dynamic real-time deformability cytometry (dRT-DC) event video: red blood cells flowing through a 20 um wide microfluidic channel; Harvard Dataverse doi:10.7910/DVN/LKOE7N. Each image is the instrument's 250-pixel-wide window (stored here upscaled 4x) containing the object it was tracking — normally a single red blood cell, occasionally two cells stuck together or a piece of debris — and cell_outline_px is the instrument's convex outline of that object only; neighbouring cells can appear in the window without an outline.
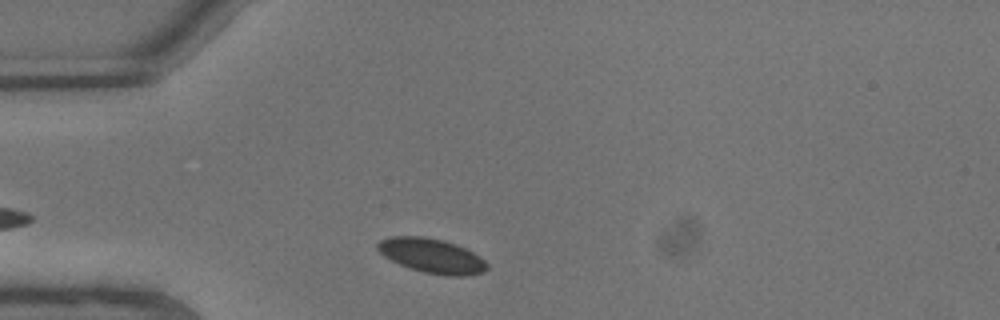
{"species": "common noctule bat (a hibernating species)", "species_latin": "Nyctalus noctula", "temperature_condition": "warm", "stored_images_in_passage": 3, "camera_frame_rate_fps": 3000, "um_per_image_px": 0.085, "animal": {"sex": "male", "body_mass_g": 13.3}, "frame": {"image": 1, "passage_image": 1, "time_ms": 0.0, "image_size_px": [1000, 320], "cell_outline_px": [[488, 268], [484, 272], [472, 276], [448, 276], [424, 272], [400, 264], [384, 256], [376, 248], [376, 244], [380, 240], [392, 236], [424, 236], [444, 240], [456, 244], [472, 252], [484, 260], [488, 264]], "centroid_in_image_um": [36.72, 21.74], "position_along_channel_um": 48.3, "area_um2": 22.02}}
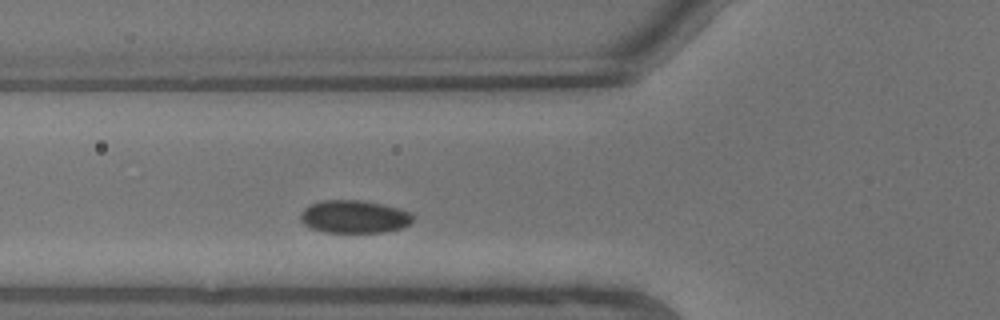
{"frame": {"image": 2, "passage_image": 3, "time_ms": 0.667, "image_size_px": [1000, 320], "cell_outline_px": [[412, 220], [408, 224], [400, 228], [384, 232], [324, 232], [312, 228], [304, 224], [300, 220], [300, 212], [304, 208], [320, 200], [360, 200], [384, 204], [400, 208], [408, 212], [412, 216]], "centroid_in_image_um": [30.07, 18.41], "position_along_channel_um": 95.7, "area_um2": 21.44}}